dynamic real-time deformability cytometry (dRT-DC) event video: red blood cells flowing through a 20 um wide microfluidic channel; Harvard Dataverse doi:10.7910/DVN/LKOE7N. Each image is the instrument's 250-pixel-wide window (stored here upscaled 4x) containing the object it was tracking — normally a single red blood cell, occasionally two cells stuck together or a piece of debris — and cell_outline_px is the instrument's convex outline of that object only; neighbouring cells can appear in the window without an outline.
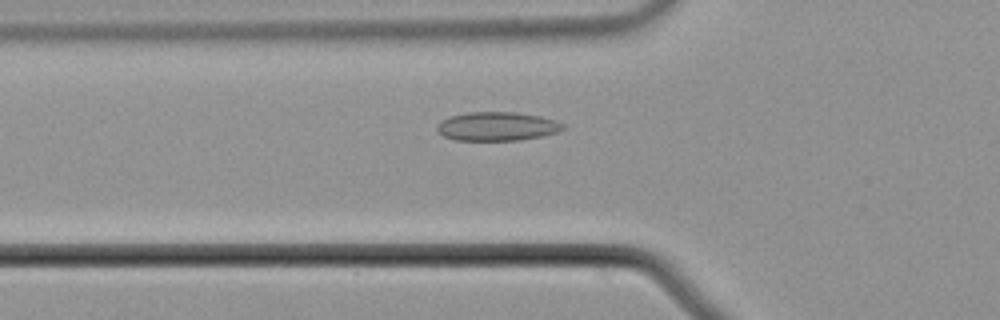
{"species": "common noctule bat (a hibernating species)", "species_latin": "Nyctalus noctula", "temperature_condition": "cold", "stored_images_in_passage": 36, "camera_frame_rate_fps": 3000, "um_per_image_px": 0.085, "animal": {"sex": "male", "body_mass_g": 21.5, "forearm_length_mm": 52.0}, "frame": {"image": 1, "passage_image": 4, "time_ms": 1.0, "image_size_px": [1000, 320], "cell_outline_px": [[564, 128], [556, 132], [540, 136], [520, 140], [456, 140], [444, 136], [436, 128], [436, 124], [440, 120], [448, 116], [468, 112], [516, 112], [540, 116], [556, 120], [564, 124]], "centroid_in_image_um": [42.22, 10.73], "position_along_channel_um": 83.6, "area_um2": 21.15}}
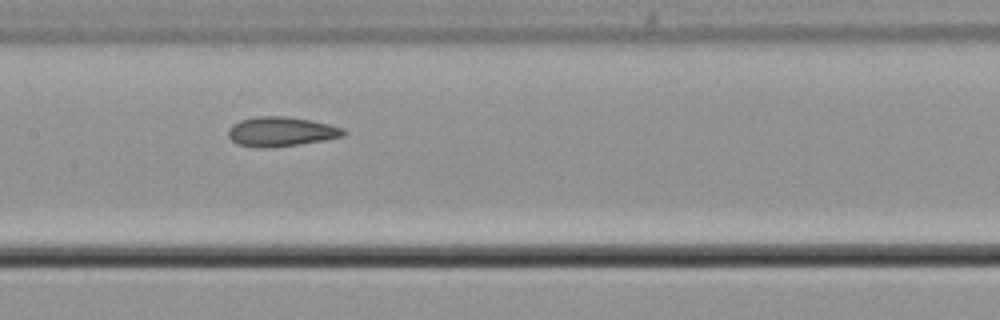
{"frame": {"image": 2, "passage_image": 12, "time_ms": 3.667, "image_size_px": [1000, 320], "cell_outline_px": [[348, 132], [344, 136], [324, 140], [296, 144], [236, 144], [228, 136], [228, 128], [232, 124], [240, 120], [256, 116], [288, 116], [312, 120], [344, 128]], "centroid_in_image_um": [23.95, 11.12], "position_along_channel_um": 183.4, "area_um2": 19.02}}
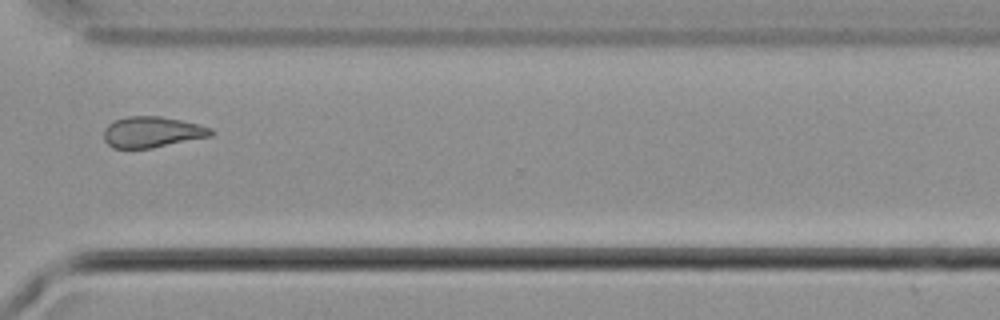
{"frame": {"image": 3, "passage_image": 26, "time_ms": 8.333, "image_size_px": [1000, 320], "cell_outline_px": [[216, 132], [212, 136], [152, 148], [112, 148], [104, 140], [104, 128], [108, 124], [116, 120], [128, 116], [160, 116], [200, 124], [212, 128]], "centroid_in_image_um": [12.96, 11.22], "position_along_channel_um": 357.6, "area_um2": 19.42}, "authors_computed_cell_mechanics": {"area_um2": 19.5364, "velocity_mm_per_s": 3.731, "shape_relaxation_time_tau1_ms": 9.8676, "shape_relaxation_time_tau2_ms": 2.5392, "deformation_change_tau1": 0.1341, "deformation_change_tau2": 0.0764}}